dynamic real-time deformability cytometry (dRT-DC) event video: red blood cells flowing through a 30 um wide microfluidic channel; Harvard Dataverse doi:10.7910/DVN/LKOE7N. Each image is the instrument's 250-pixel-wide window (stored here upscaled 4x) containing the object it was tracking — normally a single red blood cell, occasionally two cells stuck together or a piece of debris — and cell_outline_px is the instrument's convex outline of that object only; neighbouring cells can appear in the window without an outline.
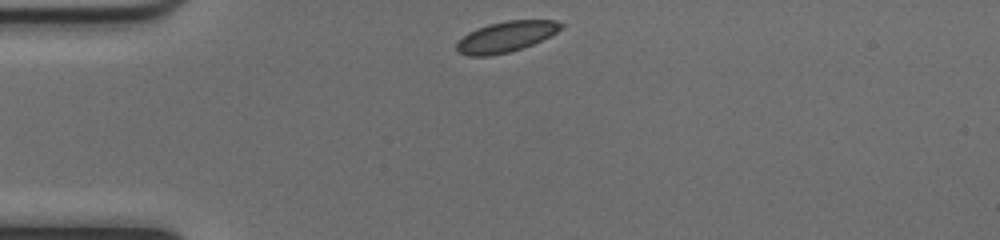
{"species": "common noctule bat (a hibernating species)", "species_latin": "Nyctalus noctula", "temperature_condition": "cold", "stored_images_in_passage": 40, "camera_frame_rate_fps": 3000, "um_per_image_px": 0.085, "animal": {"sex": "female", "body_mass_g": 17.0, "forearm_length_mm": 48.0}, "frame": {"image": 1, "passage_image": 1, "time_ms": 0.0, "image_size_px": [1000, 240], "cell_outline_px": [[564, 24], [556, 32], [532, 44], [508, 52], [488, 56], [468, 56], [460, 52], [456, 48], [456, 44], [468, 32], [476, 28], [488, 24], [508, 20], [556, 20]], "centroid_in_image_um": [42.98, 3.11], "position_along_channel_um": 42.0, "area_um2": 18.32}}
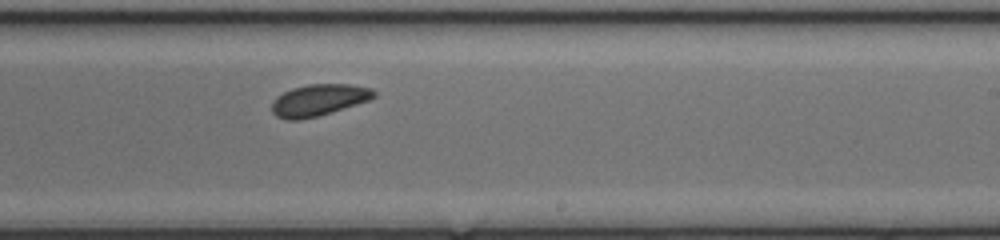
{"frame": {"image": 2, "passage_image": 20, "time_ms": 6.333, "image_size_px": [1000, 240], "cell_outline_px": [[376, 96], [368, 100], [332, 112], [300, 120], [284, 120], [276, 116], [272, 112], [272, 104], [276, 96], [292, 88], [308, 84], [352, 84], [372, 88], [376, 92]], "centroid_in_image_um": [27.08, 8.5], "position_along_channel_um": 261.9, "area_um2": 18.84}}
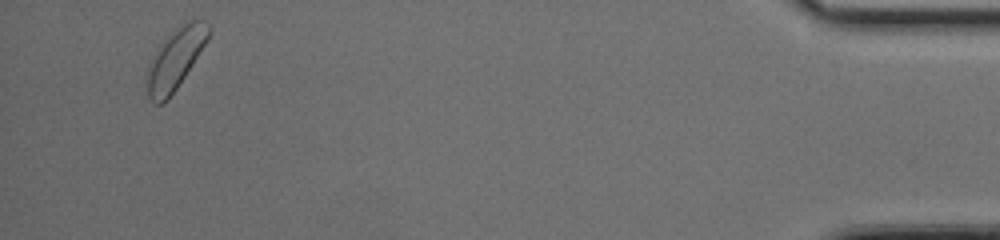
{"frame": {"image": 3, "passage_image": 38, "time_ms": 12.333, "image_size_px": [1000, 240], "cell_outline_px": [[212, 32], [208, 40], [176, 88], [164, 104], [152, 104], [148, 96], [144, 80], [144, 76], [160, 44], [176, 28], [192, 20], [200, 20], [208, 24], [212, 28]], "centroid_in_image_um": [14.88, 5.06], "position_along_channel_um": 420.3, "area_um2": 21.56}, "authors_computed_cell_mechanics": {"area_um2": 18.7561, "velocity_mm_per_s": 3.9369, "shape_relaxation_time_tau1_ms": 3.788, "shape_relaxation_time_tau2_ms": null, "deformation_change_tau1": 0.051, "deformation_change_tau2": null}}